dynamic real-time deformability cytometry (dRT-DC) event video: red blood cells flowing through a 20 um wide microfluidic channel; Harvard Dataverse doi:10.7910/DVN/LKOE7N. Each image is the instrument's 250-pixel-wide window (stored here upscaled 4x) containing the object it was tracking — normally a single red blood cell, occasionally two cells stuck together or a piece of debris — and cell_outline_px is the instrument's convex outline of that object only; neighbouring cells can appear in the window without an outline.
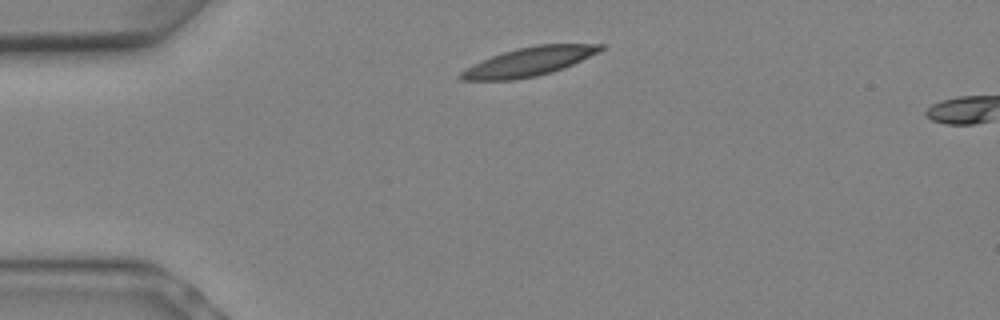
{"species": "Egyptian fruit bat (a non-hibernating species)", "species_latin": "Rousettus aegyptiacus", "temperature_condition": "warm", "stored_images_in_passage": 2, "camera_frame_rate_fps": 3000, "um_per_image_px": 0.085, "animal": {"sex": "female"}, "frame": {"image": 1, "passage_image": 1, "time_ms": 0.0, "image_size_px": [1000, 320], "cell_outline_px": [[604, 48], [564, 68], [552, 72], [536, 76], [516, 80], [460, 80], [456, 76], [460, 72], [472, 64], [492, 56], [516, 48], [536, 44], [604, 44]], "centroid_in_image_um": [44.89, 5.25], "position_along_channel_um": 40.1, "area_um2": 23.29}}